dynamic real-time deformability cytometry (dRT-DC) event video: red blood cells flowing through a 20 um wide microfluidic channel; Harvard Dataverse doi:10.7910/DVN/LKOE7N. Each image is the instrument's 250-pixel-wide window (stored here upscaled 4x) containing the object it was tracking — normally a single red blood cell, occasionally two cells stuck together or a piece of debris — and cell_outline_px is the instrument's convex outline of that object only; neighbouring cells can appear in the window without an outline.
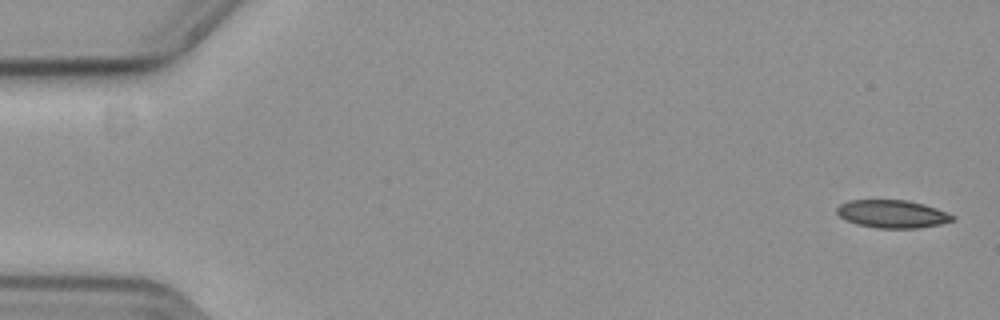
{"species": "common noctule bat (a hibernating species)", "species_latin": "Nyctalus noctula", "temperature_condition": "cold", "stored_images_in_passage": 3, "camera_frame_rate_fps": 3000, "um_per_image_px": 0.085, "animal": {"sex": "female", "body_mass_g": 19.3, "forearm_length_mm": 54.1}, "frame": {"image": 1, "passage_image": 1, "time_ms": 0.0, "image_size_px": [1000, 320], "cell_outline_px": [[956, 220], [940, 224], [920, 228], [876, 228], [856, 224], [840, 216], [836, 212], [836, 208], [840, 204], [848, 200], [908, 200], [924, 204], [936, 208], [956, 216]], "centroid_in_image_um": [75.87, 18.18], "position_along_channel_um": 9.1, "area_um2": 18.9}}